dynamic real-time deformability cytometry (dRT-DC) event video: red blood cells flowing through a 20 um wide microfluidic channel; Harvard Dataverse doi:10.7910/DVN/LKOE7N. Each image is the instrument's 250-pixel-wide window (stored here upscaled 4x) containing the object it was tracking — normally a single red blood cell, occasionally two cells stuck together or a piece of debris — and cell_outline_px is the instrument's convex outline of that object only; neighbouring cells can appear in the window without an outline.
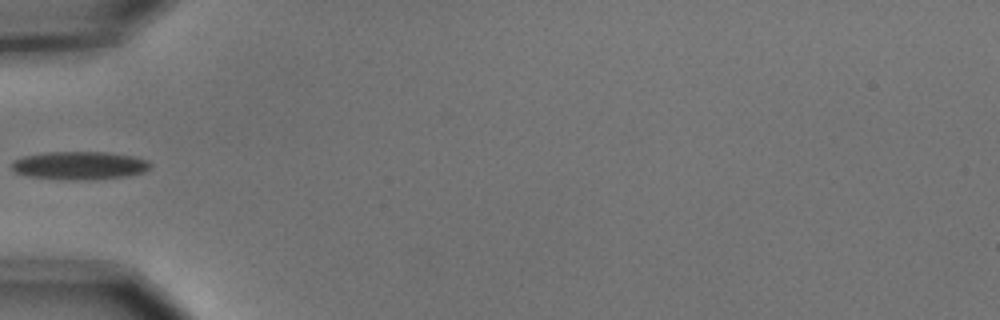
{"species": "common noctule bat (a hibernating species)", "species_latin": "Nyctalus noctula", "temperature_condition": "cold", "stored_images_in_passage": 1, "camera_frame_rate_fps": 3000, "um_per_image_px": 0.085, "animal": {"sex": "male", "body_mass_g": 15.6}, "frame": {"image": 1, "passage_image": 1, "time_ms": 0.0, "image_size_px": [1000, 320], "cell_outline_px": [[152, 168], [144, 172], [128, 176], [72, 180], [28, 176], [12, 172], [12, 160], [24, 156], [48, 152], [108, 152], [132, 156], [148, 160], [152, 164]], "centroid_in_image_um": [6.77, 14.06], "position_along_channel_um": 78.2, "area_um2": 22.72}}